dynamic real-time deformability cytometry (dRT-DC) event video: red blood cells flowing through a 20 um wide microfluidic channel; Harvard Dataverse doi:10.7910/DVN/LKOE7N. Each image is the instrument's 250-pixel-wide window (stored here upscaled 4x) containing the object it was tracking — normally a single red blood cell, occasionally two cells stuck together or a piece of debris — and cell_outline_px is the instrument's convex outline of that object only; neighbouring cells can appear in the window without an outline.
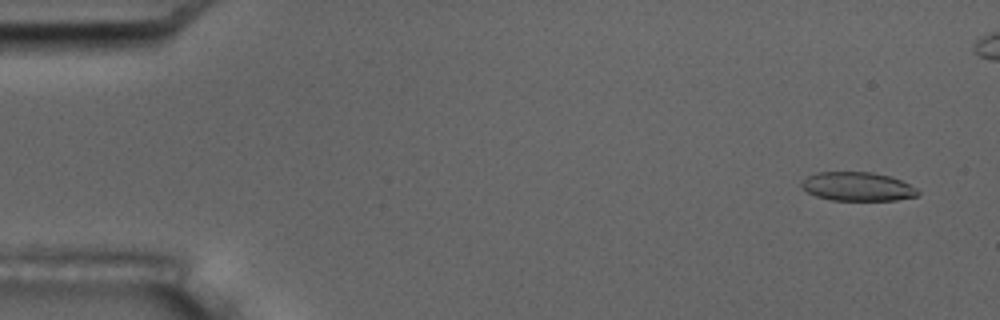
{"species": "common noctule bat (a hibernating species)", "species_latin": "Nyctalus noctula", "temperature_condition": "room temperature", "stored_images_in_passage": 6, "camera_frame_rate_fps": 3000, "um_per_image_px": 0.085, "animal": {"sex": "male", "body_mass_g": 17.5, "forearm_length_mm": 52.3}, "frame": {"image": 1, "passage_image": 1, "time_ms": 0.0, "image_size_px": [1000, 320], "cell_outline_px": [[920, 192], [916, 196], [896, 200], [832, 200], [816, 196], [808, 192], [800, 184], [800, 180], [816, 172], [872, 172], [892, 176], [916, 188]], "centroid_in_image_um": [72.87, 15.85], "position_along_channel_um": 12.1, "area_um2": 19.54}}